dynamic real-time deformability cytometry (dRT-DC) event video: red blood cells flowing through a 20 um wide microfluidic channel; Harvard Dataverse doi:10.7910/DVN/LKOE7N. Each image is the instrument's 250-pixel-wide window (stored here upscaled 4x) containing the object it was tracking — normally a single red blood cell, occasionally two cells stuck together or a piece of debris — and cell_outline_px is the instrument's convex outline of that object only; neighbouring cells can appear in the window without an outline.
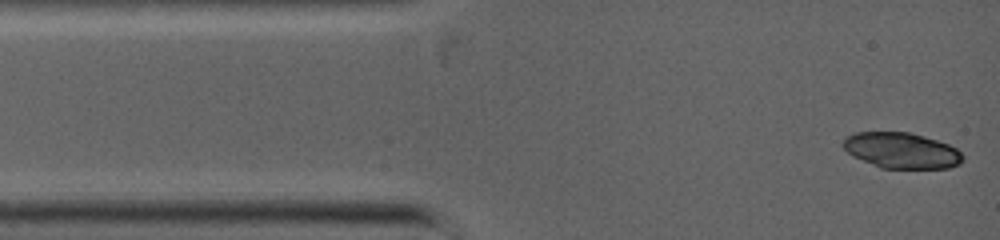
{"species": "common noctule bat (a hibernating species)", "species_latin": "Nyctalus noctula", "temperature_condition": "warm", "stored_images_in_passage": 5, "camera_frame_rate_fps": 5000, "um_per_image_px": 0.085, "animal": {"sex": "female", "body_mass_g": 19.0, "forearm_length_mm": 53.3}, "frame": {"image": 1, "passage_image": 1, "time_ms": 0.0, "image_size_px": [1000, 240], "cell_outline_px": [[964, 160], [960, 164], [948, 168], [880, 168], [852, 156], [840, 144], [844, 136], [856, 132], [908, 132], [924, 136], [948, 144], [956, 148], [964, 156]], "centroid_in_image_um": [76.6, 12.79], "position_along_channel_um": 8.4, "area_um2": 25.14}}